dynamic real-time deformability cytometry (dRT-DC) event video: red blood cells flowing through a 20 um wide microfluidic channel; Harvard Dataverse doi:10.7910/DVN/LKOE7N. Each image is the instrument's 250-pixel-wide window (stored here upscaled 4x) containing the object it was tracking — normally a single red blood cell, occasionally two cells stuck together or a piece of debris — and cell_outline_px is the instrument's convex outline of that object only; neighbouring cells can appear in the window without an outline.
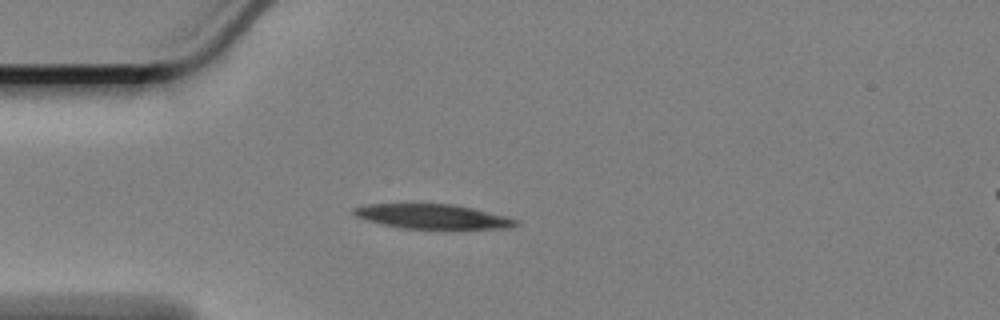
{"species": "Egyptian fruit bat (a non-hibernating species)", "species_latin": "Rousettus aegyptiacus", "temperature_condition": "cold", "stored_images_in_passage": 44, "camera_frame_rate_fps": 3000, "um_per_image_px": 0.085, "animal": {"sex": "female"}, "frame": {"image": 1, "passage_image": 1, "time_ms": 0.0, "image_size_px": [1000, 320], "cell_outline_px": [[520, 224], [512, 228], [404, 228], [380, 224], [364, 220], [356, 216], [352, 212], [352, 208], [368, 204], [452, 204], [472, 208], [520, 220]], "centroid_in_image_um": [36.74, 18.4], "position_along_channel_um": 48.3, "area_um2": 23.0}}
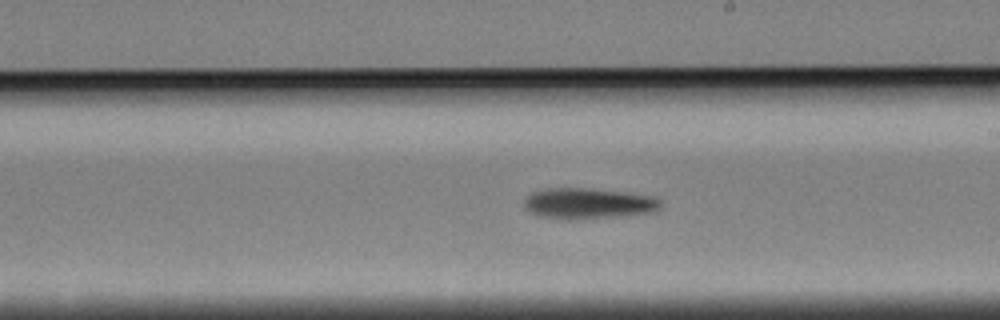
{"frame": {"image": 2, "passage_image": 19, "time_ms": 6.0, "image_size_px": [1000, 320], "cell_outline_px": [[664, 204], [656, 212], [620, 216], [572, 220], [564, 220], [536, 216], [528, 212], [524, 208], [524, 200], [532, 192], [548, 188], [588, 188], [632, 192], [656, 196]], "centroid_in_image_um": [50.04, 17.3], "position_along_channel_um": 239.0, "area_um2": 25.32}}
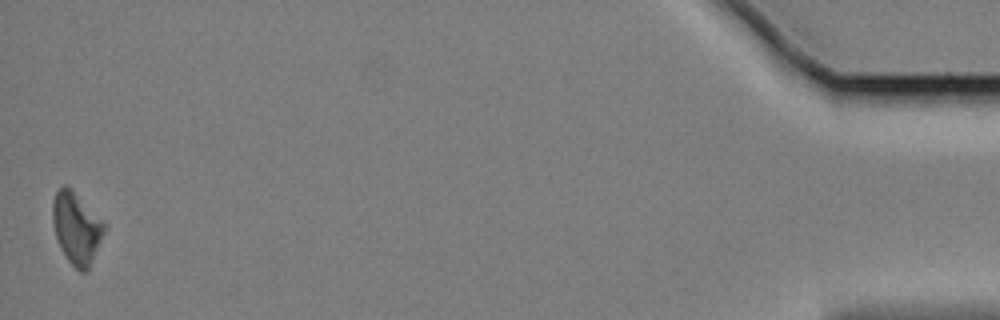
{"frame": {"image": 3, "passage_image": 44, "time_ms": 14.333, "image_size_px": [1000, 320], "cell_outline_px": [[108, 228], [88, 268], [84, 272], [80, 272], [68, 260], [60, 248], [56, 236], [52, 220], [52, 200], [56, 192], [64, 184], [68, 184], [104, 220]], "centroid_in_image_um": [6.53, 19.33], "position_along_channel_um": 428.7, "area_um2": 21.96}, "authors_computed_cell_mechanics": {"area_um2": 23.4668, "velocity_mm_per_s": 3.3719, "shape_relaxation_time_tau1_ms": 5.209, "shape_relaxation_time_tau2_ms": null, "deformation_change_tau1": 0.1411, "deformation_change_tau2": null}}